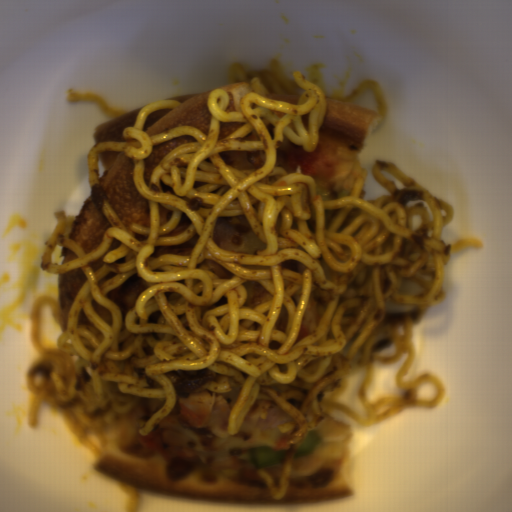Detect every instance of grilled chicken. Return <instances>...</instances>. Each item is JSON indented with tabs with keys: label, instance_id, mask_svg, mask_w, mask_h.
Wrapping results in <instances>:
<instances>
[{
	"label": "grilled chicken",
	"instance_id": "277b20a1",
	"mask_svg": "<svg viewBox=\"0 0 512 512\" xmlns=\"http://www.w3.org/2000/svg\"><path fill=\"white\" fill-rule=\"evenodd\" d=\"M233 409L217 392L205 388L193 390L181 397L153 430L159 435L166 455L190 458L194 454L188 439L177 431V425L185 423L199 429L220 428L229 425Z\"/></svg>",
	"mask_w": 512,
	"mask_h": 512
},
{
	"label": "grilled chicken",
	"instance_id": "a9712176",
	"mask_svg": "<svg viewBox=\"0 0 512 512\" xmlns=\"http://www.w3.org/2000/svg\"><path fill=\"white\" fill-rule=\"evenodd\" d=\"M291 419L277 403L271 399H256L244 422L251 423L261 430H273Z\"/></svg>",
	"mask_w": 512,
	"mask_h": 512
}]
</instances>
